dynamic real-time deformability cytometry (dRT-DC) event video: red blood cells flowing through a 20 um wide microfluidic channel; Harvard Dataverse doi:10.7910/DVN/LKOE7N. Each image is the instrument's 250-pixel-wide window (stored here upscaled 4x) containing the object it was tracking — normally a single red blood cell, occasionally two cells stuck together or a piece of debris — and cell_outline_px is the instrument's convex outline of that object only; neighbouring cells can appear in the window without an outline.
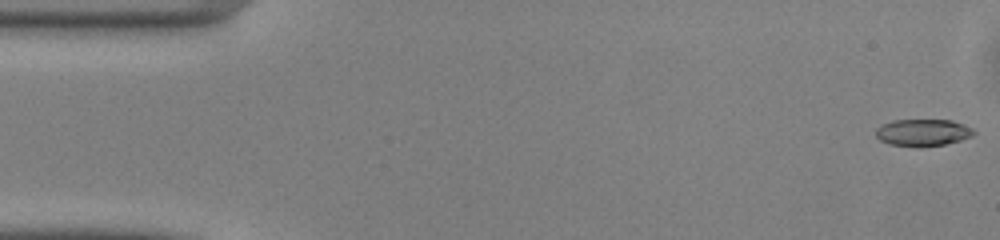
{"species": "common noctule bat (a hibernating species)", "species_latin": "Nyctalus noctula", "temperature_condition": "warm", "stored_images_in_passage": 49, "camera_frame_rate_fps": 3000, "um_per_image_px": 0.085, "animal": {"sex": "male", "body_mass_g": 13.0, "forearm_length_mm": 53.1}, "frame": {"image": 1, "passage_image": 1, "time_ms": 0.0, "image_size_px": [1000, 240], "cell_outline_px": [[976, 132], [972, 136], [960, 140], [944, 144], [920, 148], [888, 144], [880, 140], [876, 136], [876, 128], [892, 120], [952, 120], [972, 128]], "centroid_in_image_um": [78.43, 11.28], "position_along_channel_um": 6.6, "area_um2": 15.49}}
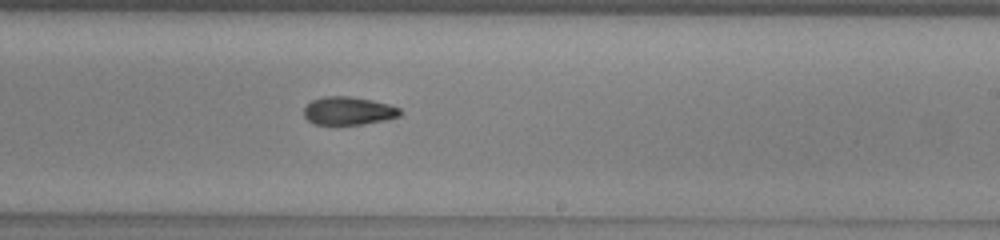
{"frame": {"image": 2, "passage_image": 29, "time_ms": 9.333, "image_size_px": [1000, 240], "cell_outline_px": [[400, 116], [384, 120], [364, 124], [312, 124], [304, 116], [304, 108], [312, 100], [324, 96], [352, 96], [372, 100], [388, 104], [400, 108]], "centroid_in_image_um": [29.6, 9.41], "position_along_channel_um": 259.4, "area_um2": 15.72}}
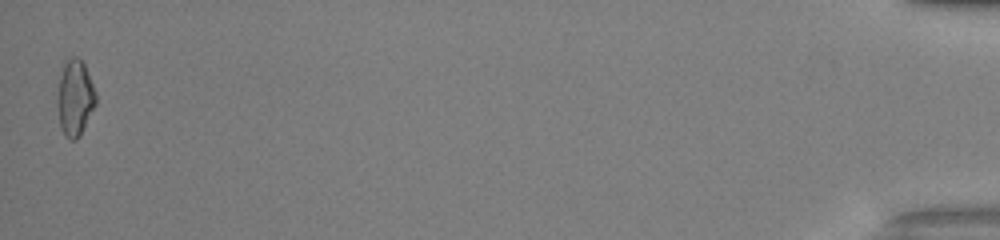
{"frame": {"image": 3, "passage_image": 49, "time_ms": 16.0, "image_size_px": [1000, 240], "cell_outline_px": [[96, 104], [80, 136], [76, 140], [72, 140], [64, 132], [60, 124], [56, 104], [56, 100], [60, 76], [64, 60], [72, 56], [76, 56], [84, 64], [96, 92]], "centroid_in_image_um": [6.36, 8.29], "position_along_channel_um": 428.8, "area_um2": 17.05}, "authors_computed_cell_mechanics": {"area_um2": 16.1262, "velocity_mm_per_s": 4.1231, "shape_relaxation_time_tau1_ms": 10.3313, "shape_relaxation_time_tau2_ms": null, "deformation_change_tau1": 0.2394, "deformation_change_tau2": null}}